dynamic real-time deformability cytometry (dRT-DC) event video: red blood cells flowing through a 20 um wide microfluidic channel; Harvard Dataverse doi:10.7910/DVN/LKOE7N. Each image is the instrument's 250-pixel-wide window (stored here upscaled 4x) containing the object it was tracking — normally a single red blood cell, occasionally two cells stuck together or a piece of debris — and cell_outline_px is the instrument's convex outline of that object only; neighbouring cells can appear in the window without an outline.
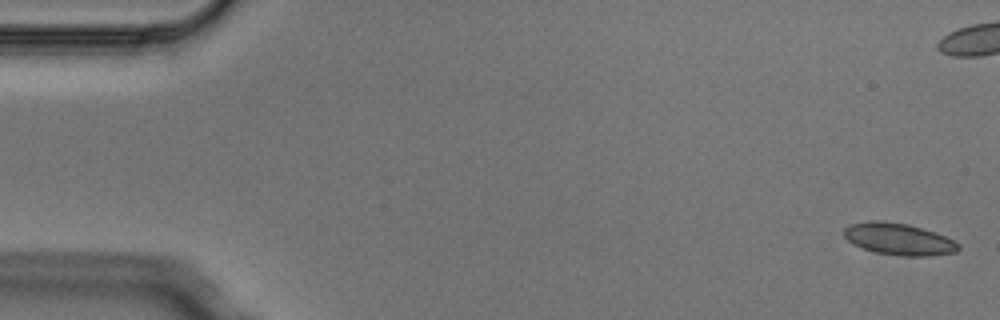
{"species": "Egyptian fruit bat (a non-hibernating species)", "species_latin": "Rousettus aegyptiacus", "temperature_condition": "cold", "stored_images_in_passage": 6, "camera_frame_rate_fps": 3000, "um_per_image_px": 0.085, "animal": {"sex": "male"}, "frame": {"image": 1, "passage_image": 1, "time_ms": 0.0, "image_size_px": [1000, 320], "cell_outline_px": [[960, 248], [956, 252], [932, 256], [900, 256], [876, 252], [852, 244], [844, 236], [844, 228], [848, 224], [868, 220], [908, 224], [936, 232], [960, 244]], "centroid_in_image_um": [76.39, 20.33], "position_along_channel_um": 8.6, "area_um2": 21.21}}
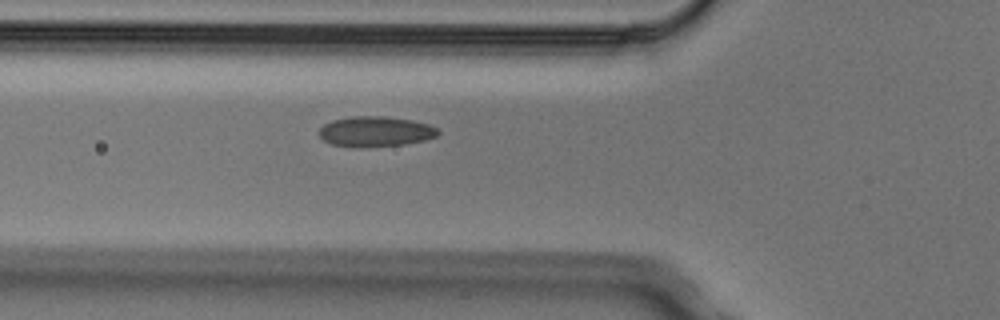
{"frame": {"image": 2, "passage_image": 6, "time_ms": 1.667, "image_size_px": [1000, 320], "cell_outline_px": [[440, 132], [436, 136], [424, 140], [404, 144], [364, 148], [352, 148], [332, 144], [324, 140], [320, 136], [320, 128], [324, 124], [332, 120], [352, 116], [384, 116], [412, 120], [428, 124], [436, 128]], "centroid_in_image_um": [31.89, 11.19], "position_along_channel_um": 93.9, "area_um2": 21.1}}